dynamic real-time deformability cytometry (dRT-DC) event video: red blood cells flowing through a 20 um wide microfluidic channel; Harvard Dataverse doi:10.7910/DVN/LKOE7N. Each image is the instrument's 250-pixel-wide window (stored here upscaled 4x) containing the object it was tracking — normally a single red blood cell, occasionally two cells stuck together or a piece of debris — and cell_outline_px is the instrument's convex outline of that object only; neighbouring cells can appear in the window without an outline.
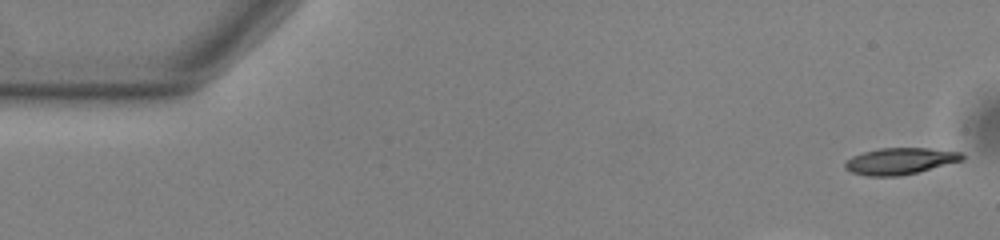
{"species": "common noctule bat (a hibernating species)", "species_latin": "Nyctalus noctula", "temperature_condition": "warm", "stored_images_in_passage": 16, "camera_frame_rate_fps": 3000, "um_per_image_px": 0.085, "animal": {"sex": "male", "body_mass_g": 13.0, "forearm_length_mm": 53.1}, "frame": {"image": 1, "passage_image": 1, "time_ms": 0.0, "image_size_px": [1000, 240], "cell_outline_px": [[964, 160], [900, 176], [868, 176], [852, 172], [844, 168], [844, 164], [852, 156], [864, 152], [880, 148], [928, 148], [960, 152], [964, 156]], "centroid_in_image_um": [76.5, 13.69], "position_along_channel_um": 8.5, "area_um2": 17.92}}